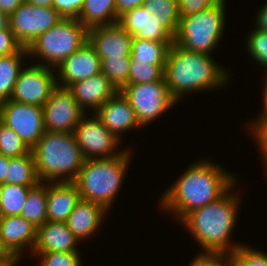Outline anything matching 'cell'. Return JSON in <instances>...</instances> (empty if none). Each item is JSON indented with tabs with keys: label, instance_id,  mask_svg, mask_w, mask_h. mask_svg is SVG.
<instances>
[{
	"label": "cell",
	"instance_id": "1",
	"mask_svg": "<svg viewBox=\"0 0 267 266\" xmlns=\"http://www.w3.org/2000/svg\"><path fill=\"white\" fill-rule=\"evenodd\" d=\"M235 178L209 161H198L166 190L162 208L178 215L179 221L189 212L217 201L235 183Z\"/></svg>",
	"mask_w": 267,
	"mask_h": 266
},
{
	"label": "cell",
	"instance_id": "2",
	"mask_svg": "<svg viewBox=\"0 0 267 266\" xmlns=\"http://www.w3.org/2000/svg\"><path fill=\"white\" fill-rule=\"evenodd\" d=\"M228 75L208 54L187 51L176 44L169 48L164 77L176 101L185 92L222 86L228 81Z\"/></svg>",
	"mask_w": 267,
	"mask_h": 266
},
{
	"label": "cell",
	"instance_id": "3",
	"mask_svg": "<svg viewBox=\"0 0 267 266\" xmlns=\"http://www.w3.org/2000/svg\"><path fill=\"white\" fill-rule=\"evenodd\" d=\"M229 192L217 201L194 209L181 219V223L188 227L205 252L233 253L240 246L229 242L239 205V197Z\"/></svg>",
	"mask_w": 267,
	"mask_h": 266
},
{
	"label": "cell",
	"instance_id": "4",
	"mask_svg": "<svg viewBox=\"0 0 267 266\" xmlns=\"http://www.w3.org/2000/svg\"><path fill=\"white\" fill-rule=\"evenodd\" d=\"M31 151L40 182H74L85 161L73 133L45 131Z\"/></svg>",
	"mask_w": 267,
	"mask_h": 266
},
{
	"label": "cell",
	"instance_id": "5",
	"mask_svg": "<svg viewBox=\"0 0 267 266\" xmlns=\"http://www.w3.org/2000/svg\"><path fill=\"white\" fill-rule=\"evenodd\" d=\"M129 151H121L117 157L85 160L74 180L81 199L98 203L108 210L120 191L130 159Z\"/></svg>",
	"mask_w": 267,
	"mask_h": 266
},
{
	"label": "cell",
	"instance_id": "6",
	"mask_svg": "<svg viewBox=\"0 0 267 266\" xmlns=\"http://www.w3.org/2000/svg\"><path fill=\"white\" fill-rule=\"evenodd\" d=\"M225 0L190 15H180L174 44L180 48L210 55L219 44L224 30Z\"/></svg>",
	"mask_w": 267,
	"mask_h": 266
},
{
	"label": "cell",
	"instance_id": "7",
	"mask_svg": "<svg viewBox=\"0 0 267 266\" xmlns=\"http://www.w3.org/2000/svg\"><path fill=\"white\" fill-rule=\"evenodd\" d=\"M88 42V28L78 19L63 18L55 26L40 35L27 49L28 54L45 60L47 67H57L72 53ZM50 64V65H49Z\"/></svg>",
	"mask_w": 267,
	"mask_h": 266
},
{
	"label": "cell",
	"instance_id": "8",
	"mask_svg": "<svg viewBox=\"0 0 267 266\" xmlns=\"http://www.w3.org/2000/svg\"><path fill=\"white\" fill-rule=\"evenodd\" d=\"M120 92L130 102L143 127L177 102L168 91L165 77L155 82L128 84Z\"/></svg>",
	"mask_w": 267,
	"mask_h": 266
},
{
	"label": "cell",
	"instance_id": "9",
	"mask_svg": "<svg viewBox=\"0 0 267 266\" xmlns=\"http://www.w3.org/2000/svg\"><path fill=\"white\" fill-rule=\"evenodd\" d=\"M62 19L53 7H39L24 2L7 17V25L16 40L28 48Z\"/></svg>",
	"mask_w": 267,
	"mask_h": 266
},
{
	"label": "cell",
	"instance_id": "10",
	"mask_svg": "<svg viewBox=\"0 0 267 266\" xmlns=\"http://www.w3.org/2000/svg\"><path fill=\"white\" fill-rule=\"evenodd\" d=\"M0 121L11 128L30 148L45 133L43 108L7 100L0 103Z\"/></svg>",
	"mask_w": 267,
	"mask_h": 266
},
{
	"label": "cell",
	"instance_id": "11",
	"mask_svg": "<svg viewBox=\"0 0 267 266\" xmlns=\"http://www.w3.org/2000/svg\"><path fill=\"white\" fill-rule=\"evenodd\" d=\"M52 69L41 64L22 68L10 100L42 107L57 86Z\"/></svg>",
	"mask_w": 267,
	"mask_h": 266
},
{
	"label": "cell",
	"instance_id": "12",
	"mask_svg": "<svg viewBox=\"0 0 267 266\" xmlns=\"http://www.w3.org/2000/svg\"><path fill=\"white\" fill-rule=\"evenodd\" d=\"M42 108L45 131L73 133L84 115L72 92L58 85Z\"/></svg>",
	"mask_w": 267,
	"mask_h": 266
},
{
	"label": "cell",
	"instance_id": "13",
	"mask_svg": "<svg viewBox=\"0 0 267 266\" xmlns=\"http://www.w3.org/2000/svg\"><path fill=\"white\" fill-rule=\"evenodd\" d=\"M73 134L85 160L111 158L121 154L115 151L120 141L104 126L96 114L92 119H85L83 115Z\"/></svg>",
	"mask_w": 267,
	"mask_h": 266
},
{
	"label": "cell",
	"instance_id": "14",
	"mask_svg": "<svg viewBox=\"0 0 267 266\" xmlns=\"http://www.w3.org/2000/svg\"><path fill=\"white\" fill-rule=\"evenodd\" d=\"M133 36L118 23L88 28V42L99 58L130 56Z\"/></svg>",
	"mask_w": 267,
	"mask_h": 266
},
{
	"label": "cell",
	"instance_id": "15",
	"mask_svg": "<svg viewBox=\"0 0 267 266\" xmlns=\"http://www.w3.org/2000/svg\"><path fill=\"white\" fill-rule=\"evenodd\" d=\"M58 86L68 88L81 81L101 73V59L94 48L86 42L81 48L72 53L58 65ZM59 79L62 84H59Z\"/></svg>",
	"mask_w": 267,
	"mask_h": 266
},
{
	"label": "cell",
	"instance_id": "16",
	"mask_svg": "<svg viewBox=\"0 0 267 266\" xmlns=\"http://www.w3.org/2000/svg\"><path fill=\"white\" fill-rule=\"evenodd\" d=\"M94 114L104 126L120 141V133L141 128L130 102L118 91Z\"/></svg>",
	"mask_w": 267,
	"mask_h": 266
},
{
	"label": "cell",
	"instance_id": "17",
	"mask_svg": "<svg viewBox=\"0 0 267 266\" xmlns=\"http://www.w3.org/2000/svg\"><path fill=\"white\" fill-rule=\"evenodd\" d=\"M118 24L134 38L174 42V37L155 20L145 7L130 9L119 16Z\"/></svg>",
	"mask_w": 267,
	"mask_h": 266
},
{
	"label": "cell",
	"instance_id": "18",
	"mask_svg": "<svg viewBox=\"0 0 267 266\" xmlns=\"http://www.w3.org/2000/svg\"><path fill=\"white\" fill-rule=\"evenodd\" d=\"M37 228L21 215L1 217L0 239L6 250L17 260L26 246L34 250Z\"/></svg>",
	"mask_w": 267,
	"mask_h": 266
},
{
	"label": "cell",
	"instance_id": "19",
	"mask_svg": "<svg viewBox=\"0 0 267 266\" xmlns=\"http://www.w3.org/2000/svg\"><path fill=\"white\" fill-rule=\"evenodd\" d=\"M68 89L72 92L74 99L84 112L86 106L94 108L93 110L96 112L118 92L110 80L102 73L77 81L70 85Z\"/></svg>",
	"mask_w": 267,
	"mask_h": 266
},
{
	"label": "cell",
	"instance_id": "20",
	"mask_svg": "<svg viewBox=\"0 0 267 266\" xmlns=\"http://www.w3.org/2000/svg\"><path fill=\"white\" fill-rule=\"evenodd\" d=\"M78 242L66 222L46 221L37 228L33 252H78Z\"/></svg>",
	"mask_w": 267,
	"mask_h": 266
},
{
	"label": "cell",
	"instance_id": "21",
	"mask_svg": "<svg viewBox=\"0 0 267 266\" xmlns=\"http://www.w3.org/2000/svg\"><path fill=\"white\" fill-rule=\"evenodd\" d=\"M80 199L74 182H48L47 221L66 222Z\"/></svg>",
	"mask_w": 267,
	"mask_h": 266
},
{
	"label": "cell",
	"instance_id": "22",
	"mask_svg": "<svg viewBox=\"0 0 267 266\" xmlns=\"http://www.w3.org/2000/svg\"><path fill=\"white\" fill-rule=\"evenodd\" d=\"M106 212L107 210L102 205L80 199L69 215L66 224L78 241L87 239L97 231Z\"/></svg>",
	"mask_w": 267,
	"mask_h": 266
},
{
	"label": "cell",
	"instance_id": "23",
	"mask_svg": "<svg viewBox=\"0 0 267 266\" xmlns=\"http://www.w3.org/2000/svg\"><path fill=\"white\" fill-rule=\"evenodd\" d=\"M78 20L87 28L118 23L115 0H84Z\"/></svg>",
	"mask_w": 267,
	"mask_h": 266
},
{
	"label": "cell",
	"instance_id": "24",
	"mask_svg": "<svg viewBox=\"0 0 267 266\" xmlns=\"http://www.w3.org/2000/svg\"><path fill=\"white\" fill-rule=\"evenodd\" d=\"M173 44L174 42H158L133 37L130 55L131 62L157 65L164 71L167 54Z\"/></svg>",
	"mask_w": 267,
	"mask_h": 266
},
{
	"label": "cell",
	"instance_id": "25",
	"mask_svg": "<svg viewBox=\"0 0 267 266\" xmlns=\"http://www.w3.org/2000/svg\"><path fill=\"white\" fill-rule=\"evenodd\" d=\"M40 182L32 151L19 157H9L7 177L4 184L23 185L34 187Z\"/></svg>",
	"mask_w": 267,
	"mask_h": 266
},
{
	"label": "cell",
	"instance_id": "26",
	"mask_svg": "<svg viewBox=\"0 0 267 266\" xmlns=\"http://www.w3.org/2000/svg\"><path fill=\"white\" fill-rule=\"evenodd\" d=\"M22 56H29L23 47L18 53L0 56V103L11 98L15 83L22 69Z\"/></svg>",
	"mask_w": 267,
	"mask_h": 266
},
{
	"label": "cell",
	"instance_id": "27",
	"mask_svg": "<svg viewBox=\"0 0 267 266\" xmlns=\"http://www.w3.org/2000/svg\"><path fill=\"white\" fill-rule=\"evenodd\" d=\"M44 183L39 182L30 188L20 214L36 228L47 221V183Z\"/></svg>",
	"mask_w": 267,
	"mask_h": 266
},
{
	"label": "cell",
	"instance_id": "28",
	"mask_svg": "<svg viewBox=\"0 0 267 266\" xmlns=\"http://www.w3.org/2000/svg\"><path fill=\"white\" fill-rule=\"evenodd\" d=\"M142 6L175 37L180 23L177 0H145Z\"/></svg>",
	"mask_w": 267,
	"mask_h": 266
},
{
	"label": "cell",
	"instance_id": "29",
	"mask_svg": "<svg viewBox=\"0 0 267 266\" xmlns=\"http://www.w3.org/2000/svg\"><path fill=\"white\" fill-rule=\"evenodd\" d=\"M31 187L0 184L1 217L20 215Z\"/></svg>",
	"mask_w": 267,
	"mask_h": 266
},
{
	"label": "cell",
	"instance_id": "30",
	"mask_svg": "<svg viewBox=\"0 0 267 266\" xmlns=\"http://www.w3.org/2000/svg\"><path fill=\"white\" fill-rule=\"evenodd\" d=\"M130 56L101 58V73L120 91L128 85Z\"/></svg>",
	"mask_w": 267,
	"mask_h": 266
},
{
	"label": "cell",
	"instance_id": "31",
	"mask_svg": "<svg viewBox=\"0 0 267 266\" xmlns=\"http://www.w3.org/2000/svg\"><path fill=\"white\" fill-rule=\"evenodd\" d=\"M31 152V148L8 126L0 121V154L19 157Z\"/></svg>",
	"mask_w": 267,
	"mask_h": 266
},
{
	"label": "cell",
	"instance_id": "32",
	"mask_svg": "<svg viewBox=\"0 0 267 266\" xmlns=\"http://www.w3.org/2000/svg\"><path fill=\"white\" fill-rule=\"evenodd\" d=\"M164 71L157 65H148L143 62H130L128 84H141L160 81Z\"/></svg>",
	"mask_w": 267,
	"mask_h": 266
},
{
	"label": "cell",
	"instance_id": "33",
	"mask_svg": "<svg viewBox=\"0 0 267 266\" xmlns=\"http://www.w3.org/2000/svg\"><path fill=\"white\" fill-rule=\"evenodd\" d=\"M247 47L255 62L267 69V32L254 29L247 38Z\"/></svg>",
	"mask_w": 267,
	"mask_h": 266
},
{
	"label": "cell",
	"instance_id": "34",
	"mask_svg": "<svg viewBox=\"0 0 267 266\" xmlns=\"http://www.w3.org/2000/svg\"><path fill=\"white\" fill-rule=\"evenodd\" d=\"M79 252H33L42 256L40 266H81Z\"/></svg>",
	"mask_w": 267,
	"mask_h": 266
},
{
	"label": "cell",
	"instance_id": "35",
	"mask_svg": "<svg viewBox=\"0 0 267 266\" xmlns=\"http://www.w3.org/2000/svg\"><path fill=\"white\" fill-rule=\"evenodd\" d=\"M235 266H267V254L240 245L233 253Z\"/></svg>",
	"mask_w": 267,
	"mask_h": 266
},
{
	"label": "cell",
	"instance_id": "36",
	"mask_svg": "<svg viewBox=\"0 0 267 266\" xmlns=\"http://www.w3.org/2000/svg\"><path fill=\"white\" fill-rule=\"evenodd\" d=\"M227 257V258H226ZM191 266H235L232 253L204 252L197 256Z\"/></svg>",
	"mask_w": 267,
	"mask_h": 266
},
{
	"label": "cell",
	"instance_id": "37",
	"mask_svg": "<svg viewBox=\"0 0 267 266\" xmlns=\"http://www.w3.org/2000/svg\"><path fill=\"white\" fill-rule=\"evenodd\" d=\"M84 0H53V8L62 18L78 19Z\"/></svg>",
	"mask_w": 267,
	"mask_h": 266
},
{
	"label": "cell",
	"instance_id": "38",
	"mask_svg": "<svg viewBox=\"0 0 267 266\" xmlns=\"http://www.w3.org/2000/svg\"><path fill=\"white\" fill-rule=\"evenodd\" d=\"M22 48L8 25L0 28V56L18 53Z\"/></svg>",
	"mask_w": 267,
	"mask_h": 266
},
{
	"label": "cell",
	"instance_id": "39",
	"mask_svg": "<svg viewBox=\"0 0 267 266\" xmlns=\"http://www.w3.org/2000/svg\"><path fill=\"white\" fill-rule=\"evenodd\" d=\"M256 121L249 124V130L253 131L251 133L255 135L254 139H256L258 143L263 154V159L267 165V115H261Z\"/></svg>",
	"mask_w": 267,
	"mask_h": 266
},
{
	"label": "cell",
	"instance_id": "40",
	"mask_svg": "<svg viewBox=\"0 0 267 266\" xmlns=\"http://www.w3.org/2000/svg\"><path fill=\"white\" fill-rule=\"evenodd\" d=\"M222 0H177L180 15H190L208 9Z\"/></svg>",
	"mask_w": 267,
	"mask_h": 266
},
{
	"label": "cell",
	"instance_id": "41",
	"mask_svg": "<svg viewBox=\"0 0 267 266\" xmlns=\"http://www.w3.org/2000/svg\"><path fill=\"white\" fill-rule=\"evenodd\" d=\"M144 1L145 0H115L117 16L119 17L130 9L142 6Z\"/></svg>",
	"mask_w": 267,
	"mask_h": 266
},
{
	"label": "cell",
	"instance_id": "42",
	"mask_svg": "<svg viewBox=\"0 0 267 266\" xmlns=\"http://www.w3.org/2000/svg\"><path fill=\"white\" fill-rule=\"evenodd\" d=\"M24 0H0V11L8 17Z\"/></svg>",
	"mask_w": 267,
	"mask_h": 266
},
{
	"label": "cell",
	"instance_id": "43",
	"mask_svg": "<svg viewBox=\"0 0 267 266\" xmlns=\"http://www.w3.org/2000/svg\"><path fill=\"white\" fill-rule=\"evenodd\" d=\"M257 15L258 16L256 17V29L267 32V3L261 10H259Z\"/></svg>",
	"mask_w": 267,
	"mask_h": 266
},
{
	"label": "cell",
	"instance_id": "44",
	"mask_svg": "<svg viewBox=\"0 0 267 266\" xmlns=\"http://www.w3.org/2000/svg\"><path fill=\"white\" fill-rule=\"evenodd\" d=\"M8 166H9V157L0 154V184L5 183V177H7Z\"/></svg>",
	"mask_w": 267,
	"mask_h": 266
},
{
	"label": "cell",
	"instance_id": "45",
	"mask_svg": "<svg viewBox=\"0 0 267 266\" xmlns=\"http://www.w3.org/2000/svg\"><path fill=\"white\" fill-rule=\"evenodd\" d=\"M0 262L1 263H17L18 261L6 250L0 239Z\"/></svg>",
	"mask_w": 267,
	"mask_h": 266
},
{
	"label": "cell",
	"instance_id": "46",
	"mask_svg": "<svg viewBox=\"0 0 267 266\" xmlns=\"http://www.w3.org/2000/svg\"><path fill=\"white\" fill-rule=\"evenodd\" d=\"M26 3L39 7H53V0H24Z\"/></svg>",
	"mask_w": 267,
	"mask_h": 266
},
{
	"label": "cell",
	"instance_id": "47",
	"mask_svg": "<svg viewBox=\"0 0 267 266\" xmlns=\"http://www.w3.org/2000/svg\"><path fill=\"white\" fill-rule=\"evenodd\" d=\"M267 76V75H266ZM266 80V83H265V88H264V93H263V101H264V109H263V114H261V115H267V79H265Z\"/></svg>",
	"mask_w": 267,
	"mask_h": 266
},
{
	"label": "cell",
	"instance_id": "48",
	"mask_svg": "<svg viewBox=\"0 0 267 266\" xmlns=\"http://www.w3.org/2000/svg\"><path fill=\"white\" fill-rule=\"evenodd\" d=\"M7 25V17L0 11V28Z\"/></svg>",
	"mask_w": 267,
	"mask_h": 266
},
{
	"label": "cell",
	"instance_id": "49",
	"mask_svg": "<svg viewBox=\"0 0 267 266\" xmlns=\"http://www.w3.org/2000/svg\"><path fill=\"white\" fill-rule=\"evenodd\" d=\"M15 263H1L0 262V266H15Z\"/></svg>",
	"mask_w": 267,
	"mask_h": 266
}]
</instances>
